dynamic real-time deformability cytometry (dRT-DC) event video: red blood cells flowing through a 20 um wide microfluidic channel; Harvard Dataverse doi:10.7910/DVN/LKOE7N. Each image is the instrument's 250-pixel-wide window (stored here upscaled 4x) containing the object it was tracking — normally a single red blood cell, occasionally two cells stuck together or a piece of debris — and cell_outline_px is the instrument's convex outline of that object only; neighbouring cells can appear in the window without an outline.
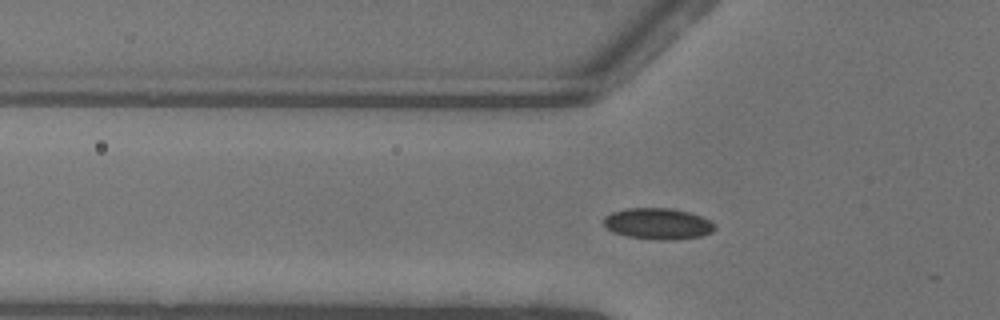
{"species": "common noctule bat (a hibernating species)", "species_latin": "Nyctalus noctula", "temperature_condition": "warm", "stored_images_in_passage": 11, "camera_frame_rate_fps": 3000, "um_per_image_px": 0.085, "animal": {"sex": "female"}, "frame": {"image": 1, "passage_image": 2, "time_ms": 0.333, "image_size_px": [1000, 320], "cell_outline_px": [[716, 228], [712, 232], [700, 236], [676, 240], [652, 240], [628, 236], [612, 232], [604, 224], [604, 216], [612, 212], [628, 208], [672, 208], [688, 212], [700, 216], [716, 224]], "centroid_in_image_um": [55.93, 19.02], "position_along_channel_um": 69.9, "area_um2": 20.29}}
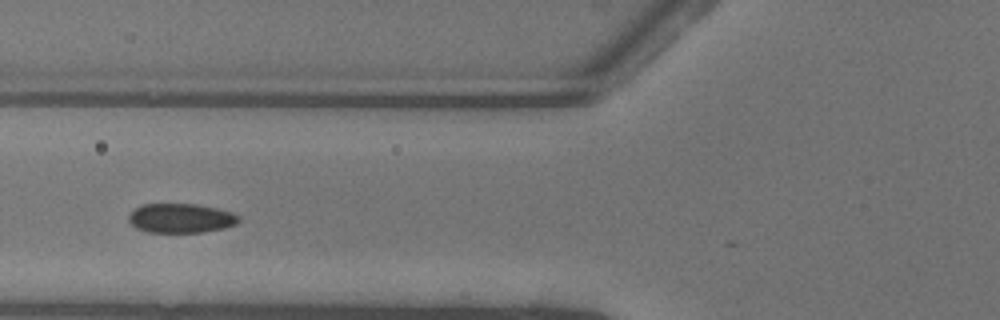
{"frame": {"image": 2, "passage_image": 5, "time_ms": 1.333, "image_size_px": [1000, 320], "cell_outline_px": [[240, 220], [236, 224], [224, 228], [204, 232], [148, 232], [136, 228], [128, 220], [128, 216], [136, 208], [144, 204], [196, 204], [216, 208], [232, 212], [240, 216]], "centroid_in_image_um": [15.4, 18.55], "position_along_channel_um": 110.4, "area_um2": 18.79}}
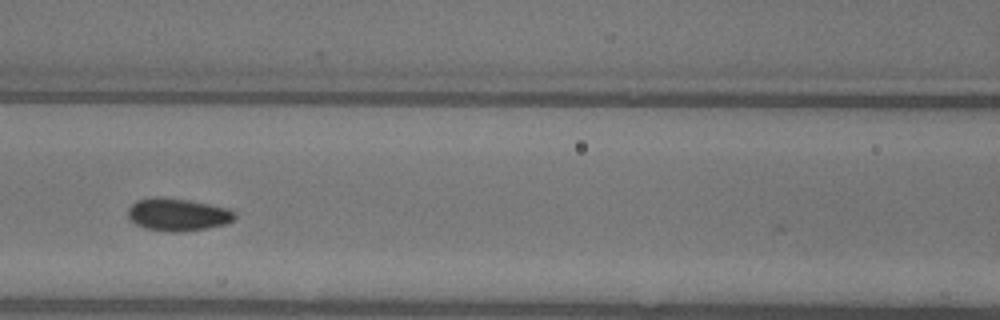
{"frame": {"image": 3, "passage_image": 8, "time_ms": 2.333, "image_size_px": [1000, 320], "cell_outline_px": [[236, 216], [228, 224], [208, 228], [180, 232], [172, 232], [144, 228], [136, 224], [128, 216], [128, 208], [136, 200], [156, 196], [188, 200], [228, 208], [236, 212]], "centroid_in_image_um": [15.12, 18.24], "position_along_channel_um": 151.5, "area_um2": 20.35}}